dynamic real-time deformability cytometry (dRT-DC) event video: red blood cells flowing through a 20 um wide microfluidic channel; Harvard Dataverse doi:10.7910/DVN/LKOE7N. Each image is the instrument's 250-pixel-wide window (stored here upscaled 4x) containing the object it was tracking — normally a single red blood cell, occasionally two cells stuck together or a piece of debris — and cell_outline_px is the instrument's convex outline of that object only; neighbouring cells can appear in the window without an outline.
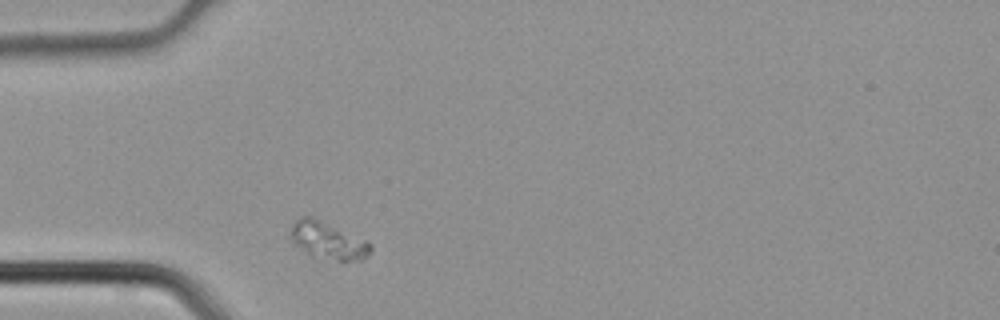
{"species": "common noctule bat (a hibernating species)", "species_latin": "Nyctalus noctula", "temperature_condition": "cold", "stored_images_in_passage": 1, "camera_frame_rate_fps": 3000, "um_per_image_px": 0.085, "animal": {"sex": "male", "body_mass_g": 21.5, "forearm_length_mm": 52.0}, "frame": {"image": 1, "passage_image": 1, "time_ms": 0.0, "image_size_px": [1000, 320], "cell_outline_px": [[372, 252], [368, 256], [360, 260], [340, 260], [308, 252], [292, 244], [292, 224], [300, 216], [312, 216], [368, 240], [372, 244]], "centroid_in_image_um": [27.94, 20.4], "position_along_channel_um": 57.1, "area_um2": 16.99}}